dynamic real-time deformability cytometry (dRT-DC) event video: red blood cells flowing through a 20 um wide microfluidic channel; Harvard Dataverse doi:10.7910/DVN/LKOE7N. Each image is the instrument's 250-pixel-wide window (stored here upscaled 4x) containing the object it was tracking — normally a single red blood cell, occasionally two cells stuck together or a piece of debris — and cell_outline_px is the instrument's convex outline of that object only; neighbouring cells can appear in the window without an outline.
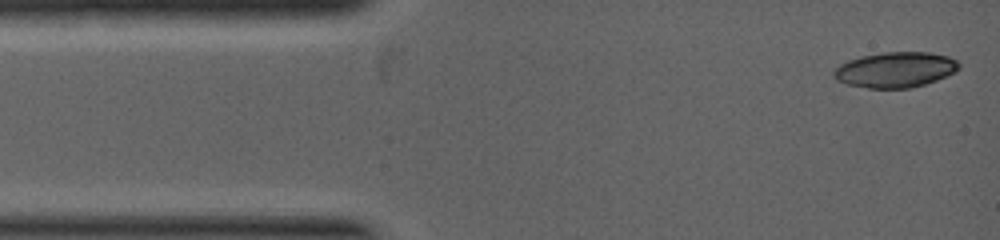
{"species": "common noctule bat (a hibernating species)", "species_latin": "Nyctalus noctula", "temperature_condition": "warm", "stored_images_in_passage": 9, "camera_frame_rate_fps": 5000, "um_per_image_px": 0.085, "animal": {"sex": "female", "body_mass_g": 19.0, "forearm_length_mm": 53.3}, "frame": {"image": 1, "passage_image": 1, "time_ms": 0.0, "image_size_px": [1000, 240], "cell_outline_px": [[960, 68], [936, 80], [912, 88], [868, 88], [848, 84], [836, 80], [832, 76], [832, 72], [840, 64], [848, 60], [860, 56], [884, 52], [928, 52], [948, 56], [956, 60], [960, 64]], "centroid_in_image_um": [76.07, 5.92], "position_along_channel_um": 8.9, "area_um2": 25.78}}